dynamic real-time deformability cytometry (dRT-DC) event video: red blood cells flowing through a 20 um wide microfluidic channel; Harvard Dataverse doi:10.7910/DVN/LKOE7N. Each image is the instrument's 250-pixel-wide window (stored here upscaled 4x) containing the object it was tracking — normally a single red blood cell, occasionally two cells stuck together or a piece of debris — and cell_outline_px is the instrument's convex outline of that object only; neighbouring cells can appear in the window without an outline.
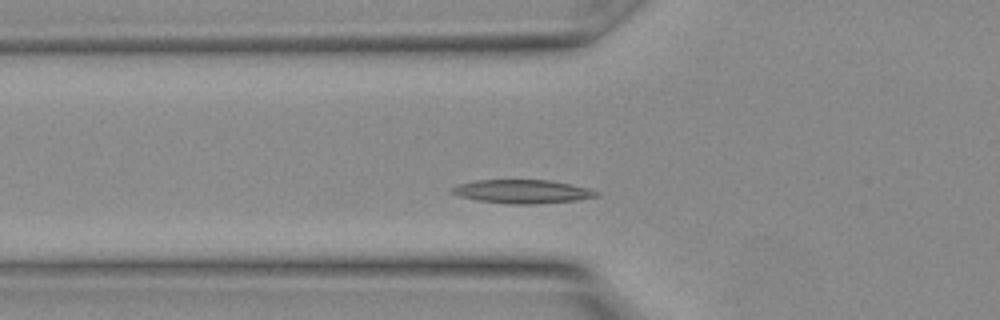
{"species": "Egyptian fruit bat (a non-hibernating species)", "species_latin": "Rousettus aegyptiacus", "temperature_condition": "warm", "stored_images_in_passage": 15, "camera_frame_rate_fps": 3000, "um_per_image_px": 0.085, "animal": {"sex": "female"}, "frame": {"image": 1, "passage_image": 5, "time_ms": 1.333, "image_size_px": [1000, 320], "cell_outline_px": [[600, 196], [576, 200], [528, 204], [512, 204], [480, 200], [460, 196], [452, 192], [452, 188], [460, 184], [476, 180], [548, 180], [572, 184], [588, 188], [600, 192]], "centroid_in_image_um": [44.47, 16.27], "position_along_channel_um": 81.3, "area_um2": 19.54}}
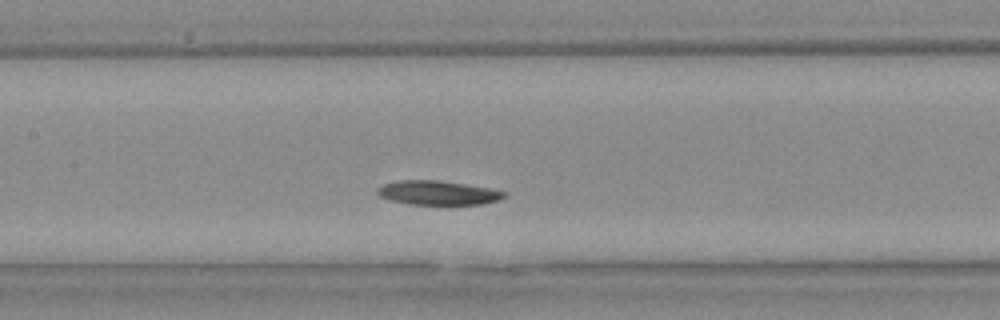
{"frame": {"image": 2, "passage_image": 9, "time_ms": 2.667, "image_size_px": [1000, 320], "cell_outline_px": [[504, 196], [496, 200], [480, 204], [408, 204], [392, 200], [380, 196], [376, 192], [376, 188], [384, 184], [400, 180], [436, 180], [488, 188], [504, 192]], "centroid_in_image_um": [37.13, 16.38], "position_along_channel_um": 170.3, "area_um2": 17.34}}
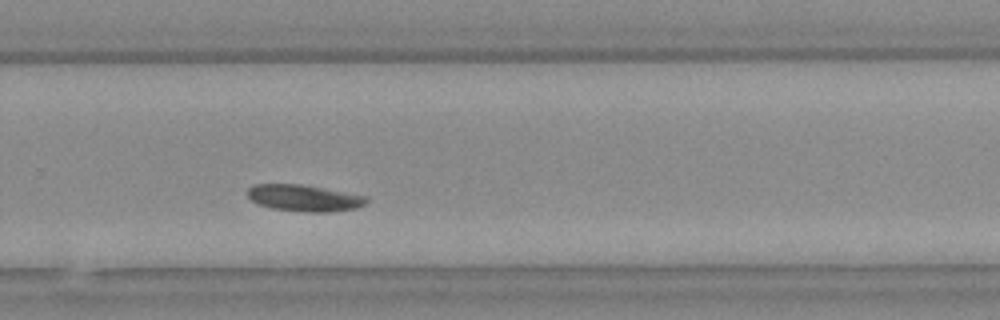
{"frame": {"image": 3, "passage_image": 15, "time_ms": 4.667, "image_size_px": [1000, 320], "cell_outline_px": [[368, 200], [364, 204], [356, 208], [328, 212], [304, 212], [272, 208], [260, 204], [252, 200], [248, 196], [248, 188], [256, 184], [300, 184], [368, 196]], "centroid_in_image_um": [25.87, 16.83], "position_along_channel_um": 303.9, "area_um2": 18.21}}